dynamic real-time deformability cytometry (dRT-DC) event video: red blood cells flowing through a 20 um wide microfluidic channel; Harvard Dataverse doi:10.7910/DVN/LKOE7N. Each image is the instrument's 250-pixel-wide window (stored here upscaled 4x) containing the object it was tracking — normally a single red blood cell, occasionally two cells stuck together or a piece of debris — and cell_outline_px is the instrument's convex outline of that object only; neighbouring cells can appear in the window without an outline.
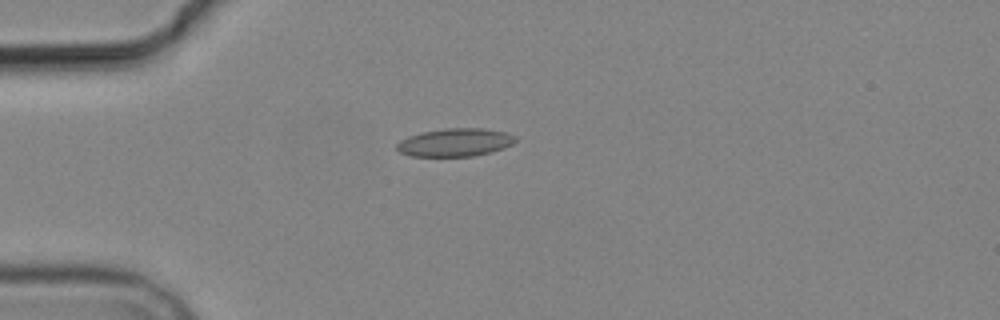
{"species": "common noctule bat (a hibernating species)", "species_latin": "Nyctalus noctula", "temperature_condition": "cold", "stored_images_in_passage": 3, "camera_frame_rate_fps": 3000, "um_per_image_px": 0.085, "animal": {"sex": "male", "body_mass_g": 19.2, "forearm_length_mm": 51.8}, "frame": {"image": 1, "passage_image": 3, "time_ms": 2.333, "image_size_px": [1000, 320], "cell_outline_px": [[516, 140], [512, 144], [504, 148], [472, 156], [412, 156], [400, 152], [396, 148], [396, 144], [400, 140], [408, 136], [424, 132], [444, 128], [484, 128], [508, 132], [516, 136]], "centroid_in_image_um": [38.7, 12.09], "position_along_channel_um": 46.3, "area_um2": 19.36}}